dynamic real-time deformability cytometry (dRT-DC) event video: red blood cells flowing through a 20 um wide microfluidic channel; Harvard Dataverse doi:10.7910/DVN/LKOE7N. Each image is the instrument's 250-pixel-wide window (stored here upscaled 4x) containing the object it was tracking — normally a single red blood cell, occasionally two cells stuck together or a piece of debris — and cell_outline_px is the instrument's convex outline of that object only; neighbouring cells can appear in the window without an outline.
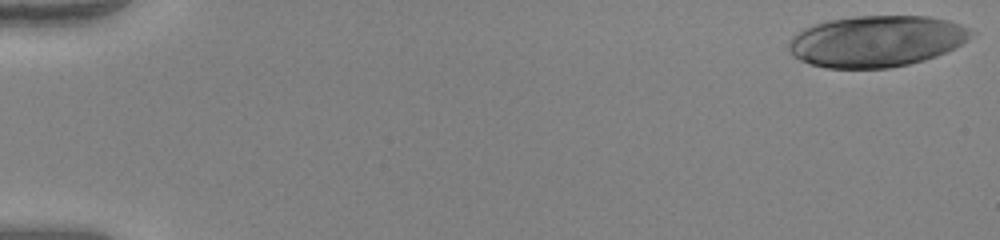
{"species": "human", "species_latin": "Homo sapiens", "temperature_condition": "warm", "stored_images_in_passage": 52, "camera_frame_rate_fps": 3000, "um_per_image_px": 0.085, "donor": {"sex": "female"}, "frame": {"image": 1, "passage_image": 1, "time_ms": 0.0, "image_size_px": [1000, 240], "cell_outline_px": [[976, 32], [968, 40], [936, 56], [924, 60], [908, 64], [888, 68], [828, 68], [808, 64], [792, 56], [788, 48], [788, 44], [792, 36], [804, 28], [828, 20], [856, 16], [928, 16], [948, 20], [960, 24]], "centroid_in_image_um": [74.48, 3.5], "position_along_channel_um": 10.5, "area_um2": 54.56}}
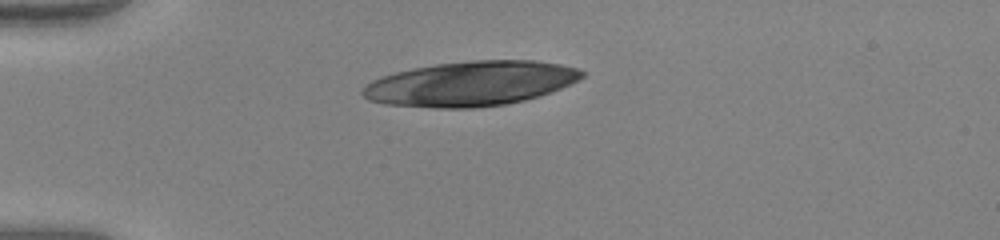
{"frame": {"image": 2, "passage_image": 14, "time_ms": 4.333, "image_size_px": [1000, 240], "cell_outline_px": [[584, 76], [552, 92], [540, 96], [508, 104], [472, 108], [436, 108], [384, 104], [368, 100], [360, 92], [372, 80], [380, 76], [412, 68], [436, 64], [472, 60], [532, 60], [560, 64], [580, 68], [584, 72]], "centroid_in_image_um": [40.0, 7.11], "position_along_channel_um": 45.0, "area_um2": 57.22}}